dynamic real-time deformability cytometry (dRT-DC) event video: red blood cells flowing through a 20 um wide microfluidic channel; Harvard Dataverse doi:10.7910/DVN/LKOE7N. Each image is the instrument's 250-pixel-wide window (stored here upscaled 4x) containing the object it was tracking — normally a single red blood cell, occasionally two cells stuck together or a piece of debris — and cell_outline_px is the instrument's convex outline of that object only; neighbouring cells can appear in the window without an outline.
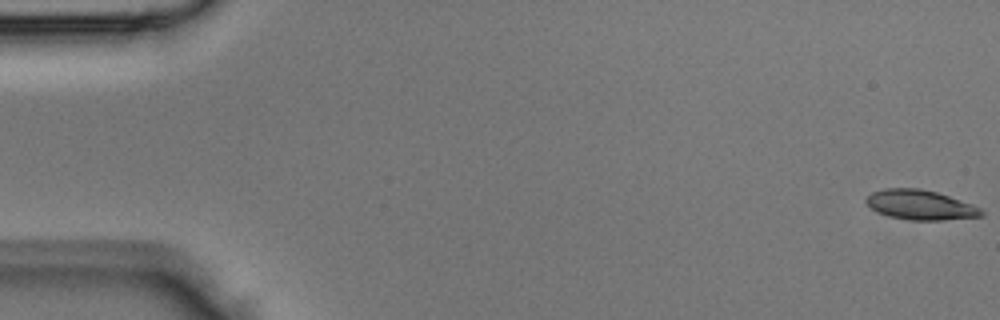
{"species": "Egyptian fruit bat (a non-hibernating species)", "species_latin": "Rousettus aegyptiacus", "temperature_condition": "room temperature", "stored_images_in_passage": 44, "camera_frame_rate_fps": 3000, "um_per_image_px": 0.085, "animal": {"sex": "male"}, "frame": {"image": 1, "passage_image": 1, "time_ms": 0.0, "image_size_px": [1000, 320], "cell_outline_px": [[984, 216], [944, 220], [908, 220], [888, 216], [872, 208], [864, 200], [872, 192], [884, 188], [920, 188], [936, 192], [972, 204], [980, 208], [984, 212]], "centroid_in_image_um": [78.24, 17.42], "position_along_channel_um": 6.8, "area_um2": 19.88}}
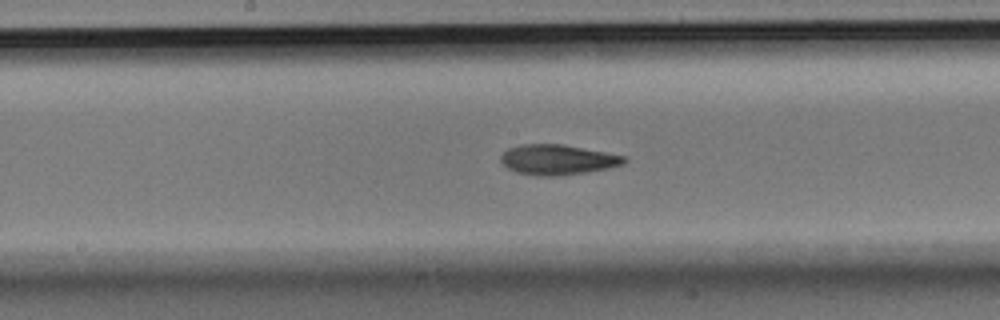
{"frame": {"image": 2, "passage_image": 23, "time_ms": 7.333, "image_size_px": [1000, 320], "cell_outline_px": [[628, 160], [624, 164], [608, 168], [588, 172], [560, 176], [540, 176], [516, 172], [508, 168], [500, 160], [500, 156], [508, 148], [524, 144], [564, 144], [628, 156]], "centroid_in_image_um": [47.45, 13.57], "position_along_channel_um": 200.8, "area_um2": 21.91}}
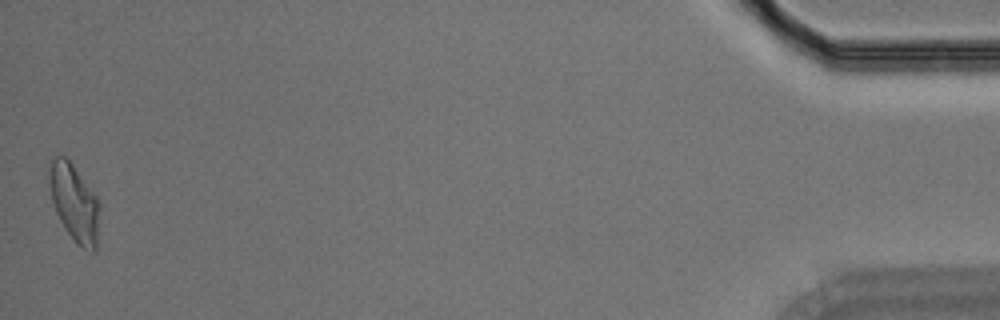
{"frame": {"image": 3, "passage_image": 44, "time_ms": 14.333, "image_size_px": [1000, 320], "cell_outline_px": [[100, 208], [96, 252], [92, 252], [76, 244], [64, 228], [56, 212], [52, 200], [48, 180], [48, 176], [52, 160], [56, 156], [64, 156], [72, 164], [96, 196], [100, 204]], "centroid_in_image_um": [6.33, 17.28], "position_along_channel_um": 428.9, "area_um2": 22.54}}